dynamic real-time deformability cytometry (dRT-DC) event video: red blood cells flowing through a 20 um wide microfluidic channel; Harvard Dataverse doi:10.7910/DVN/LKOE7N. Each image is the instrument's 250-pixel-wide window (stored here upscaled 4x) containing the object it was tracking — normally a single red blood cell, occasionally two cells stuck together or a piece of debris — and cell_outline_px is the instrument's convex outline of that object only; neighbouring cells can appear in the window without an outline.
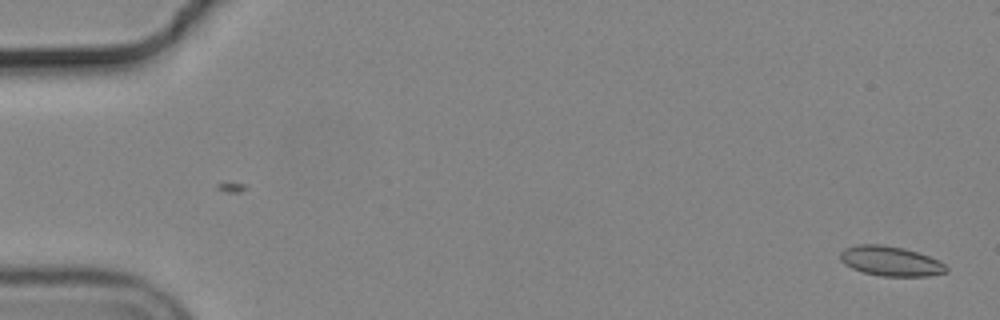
{"species": "common noctule bat (a hibernating species)", "species_latin": "Nyctalus noctula", "temperature_condition": "cold", "stored_images_in_passage": 56, "camera_frame_rate_fps": 3000, "um_per_image_px": 0.085, "animal": {"sex": "male", "body_mass_g": 19.2, "forearm_length_mm": 51.8}, "frame": {"image": 1, "passage_image": 1, "time_ms": 0.0, "image_size_px": [1000, 320], "cell_outline_px": [[948, 272], [928, 276], [880, 276], [864, 272], [852, 268], [844, 264], [840, 260], [840, 252], [844, 248], [856, 244], [884, 244], [904, 248], [940, 260], [948, 268]], "centroid_in_image_um": [75.69, 22.19], "position_along_channel_um": 9.3, "area_um2": 18.55}}
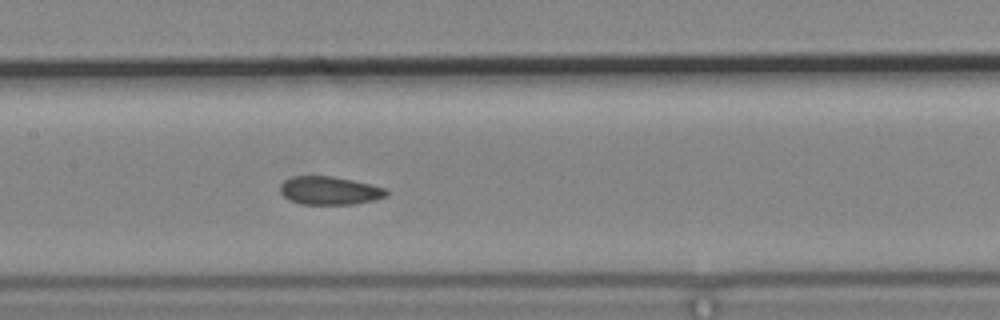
{"frame": {"image": 2, "passage_image": 27, "time_ms": 8.667, "image_size_px": [1000, 320], "cell_outline_px": [[388, 196], [372, 200], [352, 204], [300, 204], [288, 200], [280, 192], [280, 184], [284, 180], [292, 176], [332, 176], [352, 180], [388, 188]], "centroid_in_image_um": [28.0, 16.19], "position_along_channel_um": 179.4, "area_um2": 17.57}}
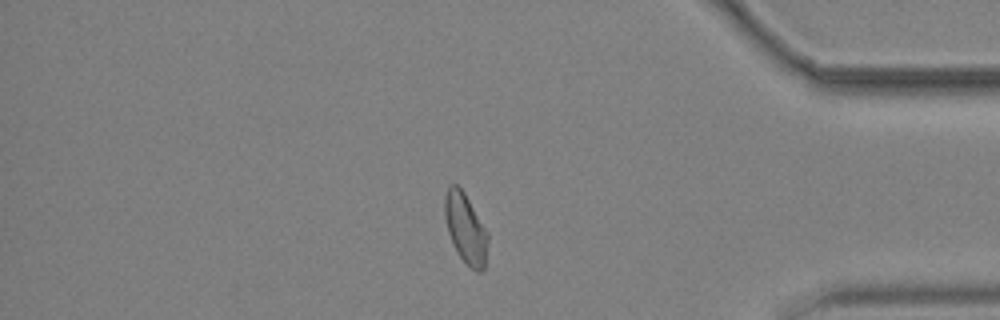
{"frame": {"image": 3, "passage_image": 47, "time_ms": 15.333, "image_size_px": [1000, 320], "cell_outline_px": [[488, 240], [484, 268], [480, 272], [476, 272], [460, 256], [448, 232], [444, 216], [444, 196], [448, 184], [456, 184], [464, 192], [488, 232]], "centroid_in_image_um": [39.56, 19.36], "position_along_channel_um": 395.6, "area_um2": 17.4}, "authors_computed_cell_mechanics": {"area_um2": 17.7735, "velocity_mm_per_s": 3.6848, "shape_relaxation_time_tau1_ms": 10.8071, "shape_relaxation_time_tau2_ms": 3.1293, "deformation_change_tau1": 0.1856, "deformation_change_tau2": 0.0679}}